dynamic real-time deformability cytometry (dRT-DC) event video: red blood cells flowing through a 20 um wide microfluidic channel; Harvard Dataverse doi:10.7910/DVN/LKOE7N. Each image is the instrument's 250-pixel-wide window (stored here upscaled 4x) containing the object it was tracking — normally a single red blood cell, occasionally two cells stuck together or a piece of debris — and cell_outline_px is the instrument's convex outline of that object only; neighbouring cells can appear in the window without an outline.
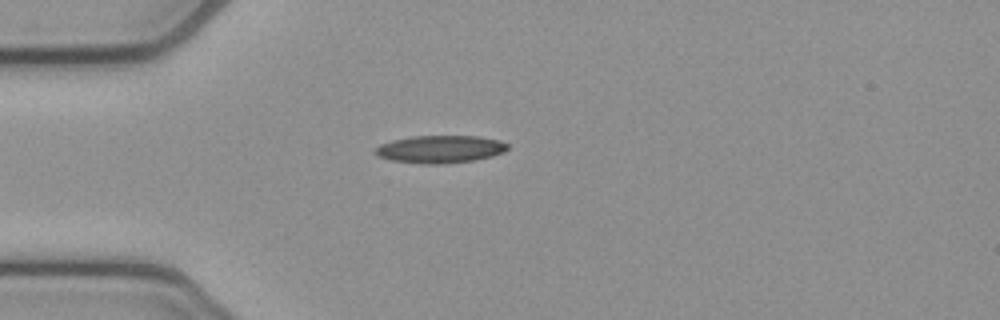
{"species": "common noctule bat (a hibernating species)", "species_latin": "Nyctalus noctula", "temperature_condition": "cold", "stored_images_in_passage": 40, "camera_frame_rate_fps": 3000, "um_per_image_px": 0.085, "animal": {"sex": "female", "body_mass_g": 21.9}, "frame": {"image": 1, "passage_image": 1, "time_ms": 0.0, "image_size_px": [1000, 320], "cell_outline_px": [[508, 148], [504, 152], [492, 156], [476, 160], [444, 164], [420, 164], [392, 160], [380, 156], [372, 152], [380, 144], [392, 140], [412, 136], [480, 136], [500, 140], [508, 144]], "centroid_in_image_um": [37.43, 12.68], "position_along_channel_um": 47.6, "area_um2": 21.44}}
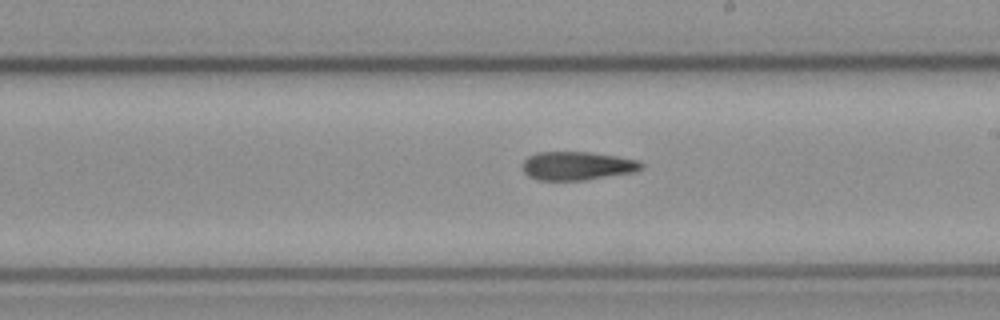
{"frame": {"image": 2, "passage_image": 17, "time_ms": 5.333, "image_size_px": [1000, 320], "cell_outline_px": [[644, 168], [636, 172], [584, 180], [536, 180], [528, 176], [524, 172], [524, 160], [528, 156], [536, 152], [588, 152], [616, 156], [640, 160], [644, 164]], "centroid_in_image_um": [49.1, 14.1], "position_along_channel_um": 239.9, "area_um2": 19.88}}
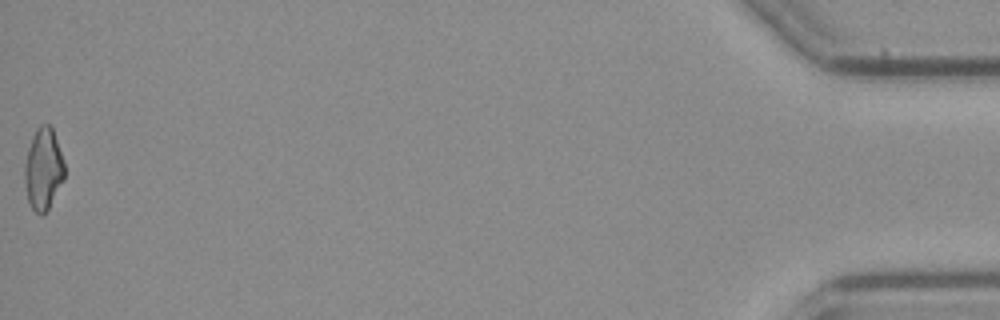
{"frame": {"image": 3, "passage_image": 40, "time_ms": 13.0, "image_size_px": [1000, 320], "cell_outline_px": [[64, 180], [48, 208], [40, 216], [32, 208], [28, 200], [24, 184], [24, 164], [28, 148], [32, 136], [36, 128], [40, 124], [48, 124], [52, 128], [64, 164]], "centroid_in_image_um": [3.66, 14.36], "position_along_channel_um": 431.5, "area_um2": 18.84}, "authors_computed_cell_mechanics": {"area_um2": 19.8832, "velocity_mm_per_s": 3.8598, "shape_relaxation_time_tau1_ms": 10.8339, "shape_relaxation_time_tau2_ms": 7.4806, "deformation_change_tau1": 0.2384, "deformation_change_tau2": 0.2055}}